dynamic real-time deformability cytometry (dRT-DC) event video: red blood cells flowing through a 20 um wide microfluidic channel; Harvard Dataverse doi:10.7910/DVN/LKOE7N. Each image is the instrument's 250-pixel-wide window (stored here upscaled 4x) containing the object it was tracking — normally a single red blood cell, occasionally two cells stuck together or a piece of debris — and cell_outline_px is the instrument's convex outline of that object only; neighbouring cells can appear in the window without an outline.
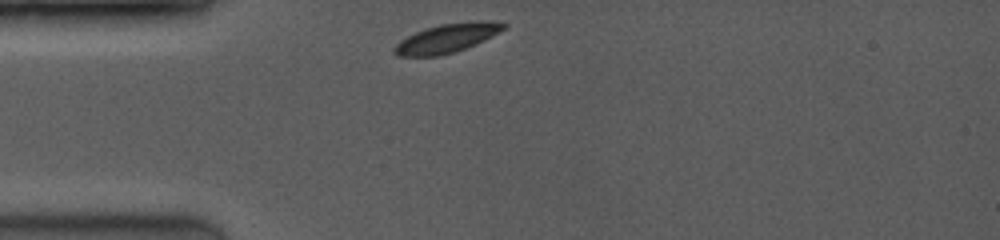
{"species": "common noctule bat (a hibernating species)", "species_latin": "Nyctalus noctula", "temperature_condition": "room temperature", "stored_images_in_passage": 9, "camera_frame_rate_fps": 3500, "um_per_image_px": 0.085, "animal": {"sex": "female", "body_mass_g": 19.0, "forearm_length_mm": 53.3}, "frame": {"image": 1, "passage_image": 1, "time_ms": 0.0, "image_size_px": [1000, 240], "cell_outline_px": [[508, 28], [476, 44], [452, 52], [436, 56], [400, 56], [392, 52], [392, 48], [400, 40], [416, 32], [440, 24], [476, 20], [508, 24]], "centroid_in_image_um": [38.0, 3.24], "position_along_channel_um": 47.0, "area_um2": 18.21}}
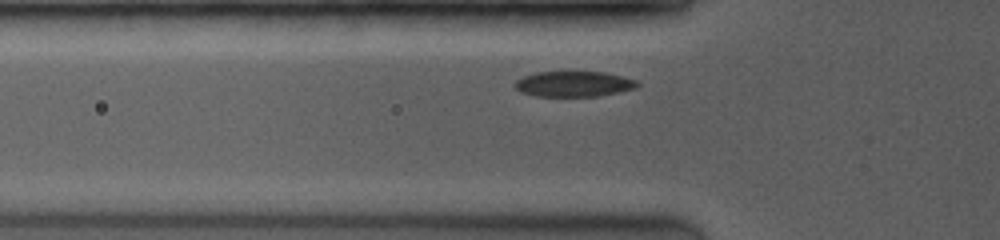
{"frame": {"image": 2, "passage_image": 5, "time_ms": 1.143, "image_size_px": [1000, 240], "cell_outline_px": [[640, 84], [636, 88], [600, 96], [536, 96], [520, 92], [512, 84], [516, 80], [524, 76], [536, 72], [568, 68], [604, 72], [636, 80]], "centroid_in_image_um": [48.73, 7.08], "position_along_channel_um": 77.1, "area_um2": 19.13}}